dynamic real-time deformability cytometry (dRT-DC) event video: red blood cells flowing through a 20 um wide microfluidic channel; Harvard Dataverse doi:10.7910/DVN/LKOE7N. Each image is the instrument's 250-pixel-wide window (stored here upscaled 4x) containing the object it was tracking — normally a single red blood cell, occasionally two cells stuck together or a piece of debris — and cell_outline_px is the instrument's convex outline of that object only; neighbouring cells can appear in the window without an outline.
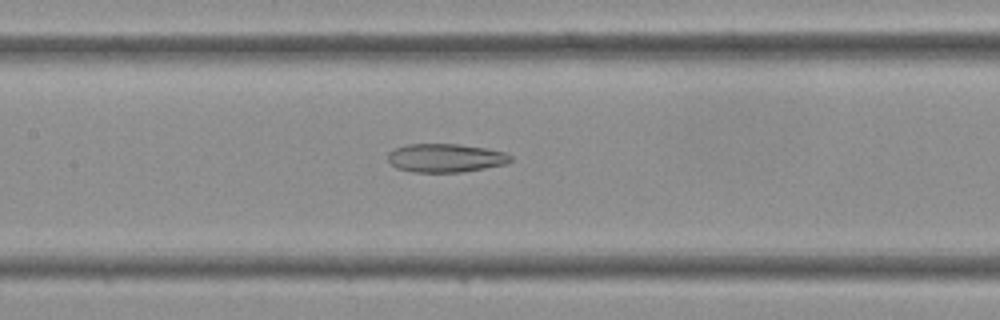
{"species": "Egyptian fruit bat (a non-hibernating species)", "species_latin": "Rousettus aegyptiacus", "temperature_condition": "cold", "stored_images_in_passage": 32, "camera_frame_rate_fps": 3000, "um_per_image_px": 0.085, "frame": {"image": 1, "passage_image": 9, "time_ms": 2.667, "image_size_px": [1000, 320], "cell_outline_px": [[512, 160], [508, 164], [460, 172], [412, 172], [396, 168], [388, 160], [388, 152], [396, 148], [408, 144], [460, 144], [484, 148], [504, 152], [512, 156]], "centroid_in_image_um": [37.87, 13.43], "position_along_channel_um": 169.5, "area_um2": 20.4}}
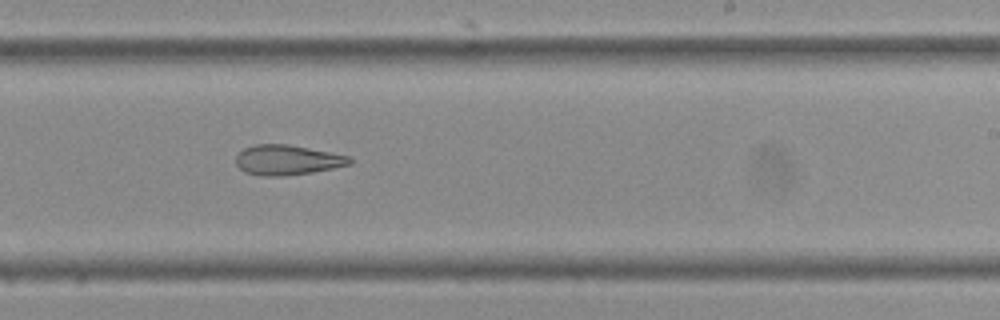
{"frame": {"image": 2, "passage_image": 15, "time_ms": 4.667, "image_size_px": [1000, 320], "cell_outline_px": [[352, 164], [312, 172], [284, 176], [260, 176], [244, 172], [236, 164], [236, 156], [244, 148], [256, 144], [288, 144], [352, 156]], "centroid_in_image_um": [24.43, 13.6], "position_along_channel_um": 264.6, "area_um2": 20.0}}
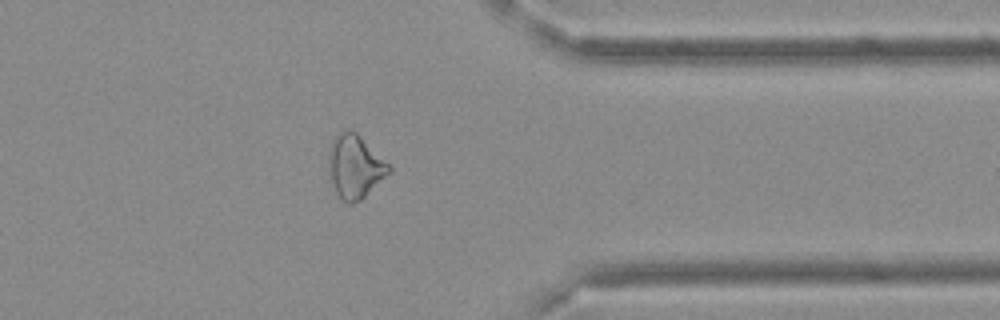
{"frame": {"image": 3, "passage_image": 23, "time_ms": 7.333, "image_size_px": [1000, 320], "cell_outline_px": [[392, 172], [360, 200], [352, 204], [348, 204], [340, 200], [336, 192], [328, 168], [328, 152], [332, 140], [340, 132], [356, 132], [392, 164]], "centroid_in_image_um": [30.22, 14.18], "position_along_channel_um": 381.2, "area_um2": 22.48}}